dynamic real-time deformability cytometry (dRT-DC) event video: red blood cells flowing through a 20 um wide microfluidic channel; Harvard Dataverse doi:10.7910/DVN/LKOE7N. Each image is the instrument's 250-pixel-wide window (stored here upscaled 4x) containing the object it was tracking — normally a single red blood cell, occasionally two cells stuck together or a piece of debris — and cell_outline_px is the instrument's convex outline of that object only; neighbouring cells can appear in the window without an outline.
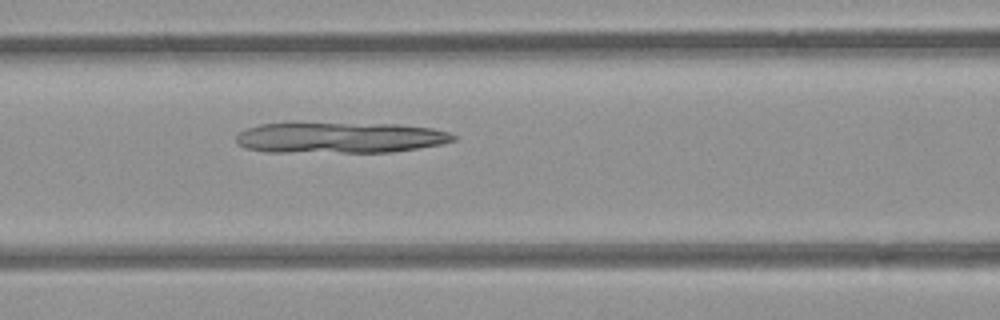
{"species": "common noctule bat (a hibernating species)", "species_latin": "Nyctalus noctula", "temperature_condition": "room temperature", "stored_images_in_passage": 39, "camera_frame_rate_fps": 3000, "um_per_image_px": 0.085, "animal": {"sex": "female", "body_mass_g": 21.9}, "frame": {"image": 1, "passage_image": 14, "time_ms": 4.333, "image_size_px": [1000, 320], "cell_outline_px": [[456, 140], [440, 144], [392, 152], [268, 152], [244, 148], [236, 140], [236, 136], [240, 132], [248, 128], [260, 124], [400, 124], [432, 128], [448, 132], [456, 136]], "centroid_in_image_um": [28.92, 11.71], "position_along_channel_um": 137.7, "area_um2": 38.61}}
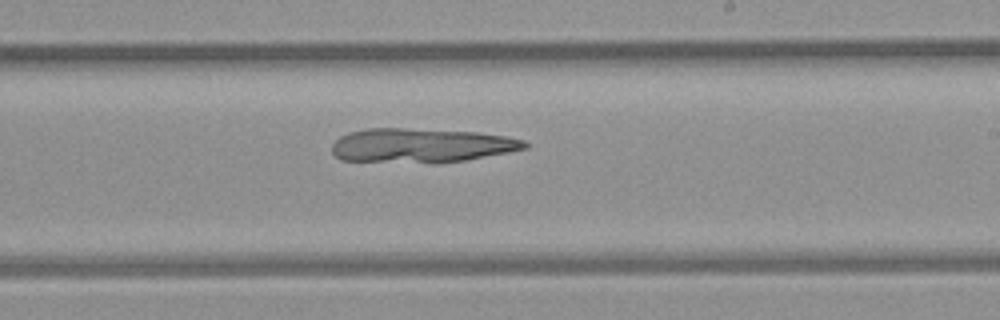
{"frame": {"image": 2, "passage_image": 23, "time_ms": 7.333, "image_size_px": [1000, 320], "cell_outline_px": [[528, 148], [508, 152], [464, 160], [436, 164], [432, 164], [340, 160], [332, 152], [332, 144], [340, 136], [348, 132], [368, 128], [404, 128], [476, 132], [504, 136], [524, 140], [528, 144]], "centroid_in_image_um": [35.76, 12.38], "position_along_channel_um": 253.2, "area_um2": 38.78}}
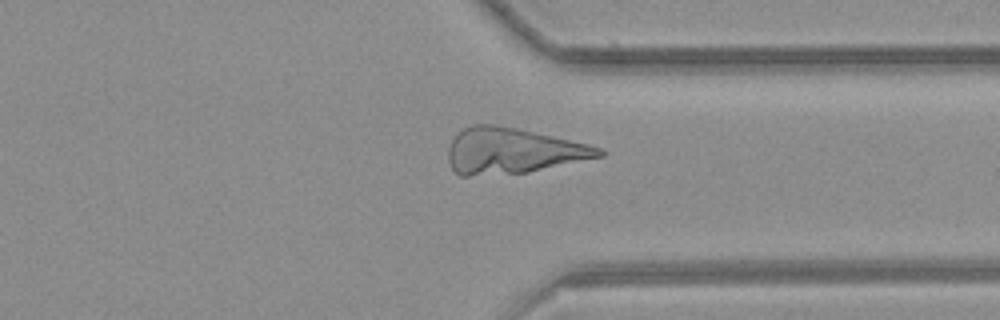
{"frame": {"image": 3, "passage_image": 32, "time_ms": 10.333, "image_size_px": [1000, 320], "cell_outline_px": [[608, 152], [604, 156], [528, 172], [468, 176], [460, 176], [452, 168], [448, 160], [448, 148], [452, 140], [464, 128], [472, 124], [496, 124], [588, 144], [600, 148]], "centroid_in_image_um": [43.57, 12.83], "position_along_channel_um": 367.8, "area_um2": 39.82}}